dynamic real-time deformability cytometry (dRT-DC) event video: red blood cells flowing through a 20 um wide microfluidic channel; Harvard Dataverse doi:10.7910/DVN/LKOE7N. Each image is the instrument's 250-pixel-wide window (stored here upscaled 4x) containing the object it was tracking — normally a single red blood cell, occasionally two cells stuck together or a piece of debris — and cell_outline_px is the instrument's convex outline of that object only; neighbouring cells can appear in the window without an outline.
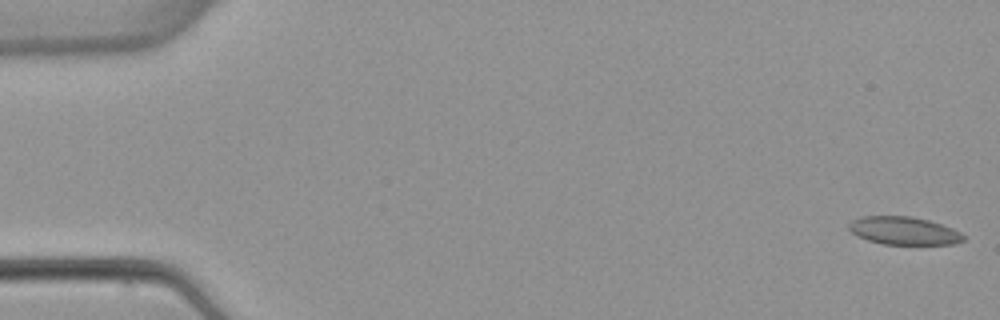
{"species": "common noctule bat (a hibernating species)", "species_latin": "Nyctalus noctula", "temperature_condition": "warm", "stored_images_in_passage": 4, "camera_frame_rate_fps": 3000, "um_per_image_px": 0.085, "animal": {"sex": "female", "body_mass_g": 22.7, "forearm_length_mm": 54.2}, "frame": {"image": 1, "passage_image": 1, "time_ms": 0.0, "image_size_px": [1000, 320], "cell_outline_px": [[964, 240], [956, 244], [884, 244], [868, 240], [852, 232], [848, 228], [848, 224], [852, 220], [864, 216], [912, 216], [928, 220], [952, 228], [960, 232], [964, 236]], "centroid_in_image_um": [76.84, 19.61], "position_along_channel_um": 8.2, "area_um2": 18.5}}
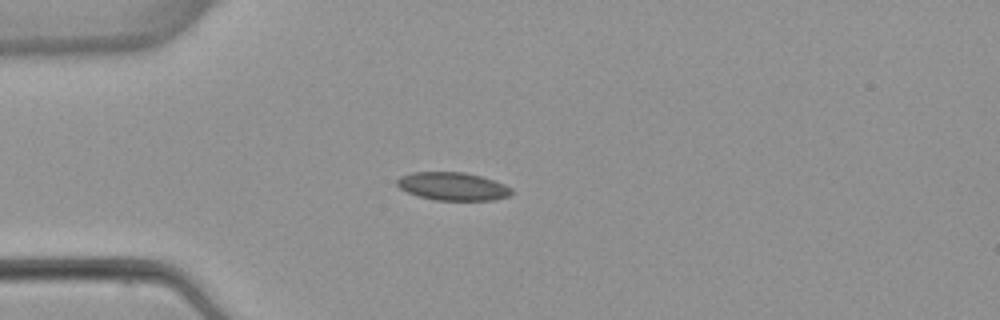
{"frame": {"image": 2, "passage_image": 4, "time_ms": 4.333, "image_size_px": [1000, 320], "cell_outline_px": [[512, 192], [508, 196], [492, 200], [436, 200], [420, 196], [408, 192], [400, 188], [396, 184], [396, 180], [400, 176], [412, 172], [464, 172], [480, 176], [504, 184], [512, 188]], "centroid_in_image_um": [38.47, 15.83], "position_along_channel_um": 46.5, "area_um2": 18.55}}